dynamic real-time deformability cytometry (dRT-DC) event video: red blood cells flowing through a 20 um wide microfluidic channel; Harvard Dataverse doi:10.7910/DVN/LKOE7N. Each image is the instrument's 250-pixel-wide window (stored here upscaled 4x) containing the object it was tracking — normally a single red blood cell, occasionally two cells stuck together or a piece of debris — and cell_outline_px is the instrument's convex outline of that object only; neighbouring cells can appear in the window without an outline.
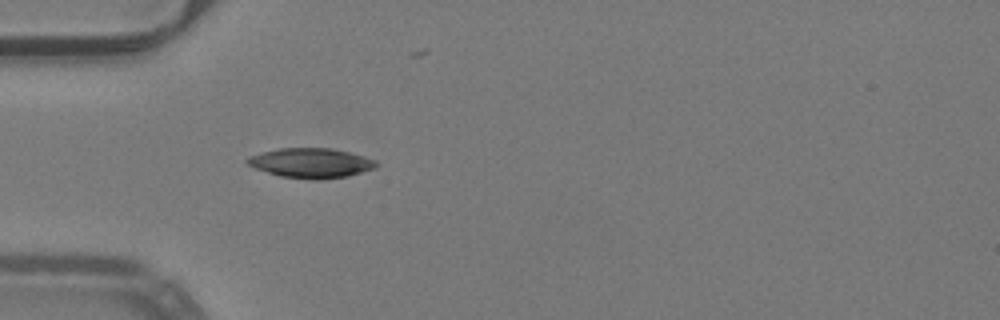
{"species": "common noctule bat (a hibernating species)", "species_latin": "Nyctalus noctula", "temperature_condition": "warm", "stored_images_in_passage": 7, "camera_frame_rate_fps": 3000, "um_per_image_px": 0.085, "animal": {"sex": "male", "body_mass_g": 19.2, "forearm_length_mm": 51.8}, "frame": {"image": 1, "passage_image": 1, "time_ms": 0.0, "image_size_px": [1000, 320], "cell_outline_px": [[376, 168], [348, 176], [316, 180], [280, 176], [256, 168], [248, 164], [244, 160], [248, 156], [260, 152], [280, 148], [332, 148], [364, 156], [376, 160]], "centroid_in_image_um": [26.42, 13.85], "position_along_channel_um": 58.6, "area_um2": 22.31}}
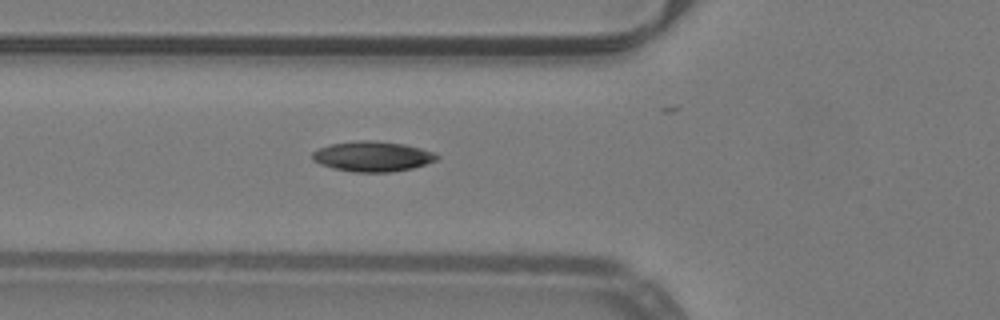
{"frame": {"image": 2, "passage_image": 4, "time_ms": 1.0, "image_size_px": [1000, 320], "cell_outline_px": [[440, 156], [436, 160], [412, 168], [392, 172], [352, 172], [332, 168], [320, 164], [312, 160], [312, 152], [320, 148], [332, 144], [360, 140], [372, 140], [404, 144], [420, 148], [432, 152]], "centroid_in_image_um": [31.64, 13.3], "position_along_channel_um": 94.2, "area_um2": 21.79}}
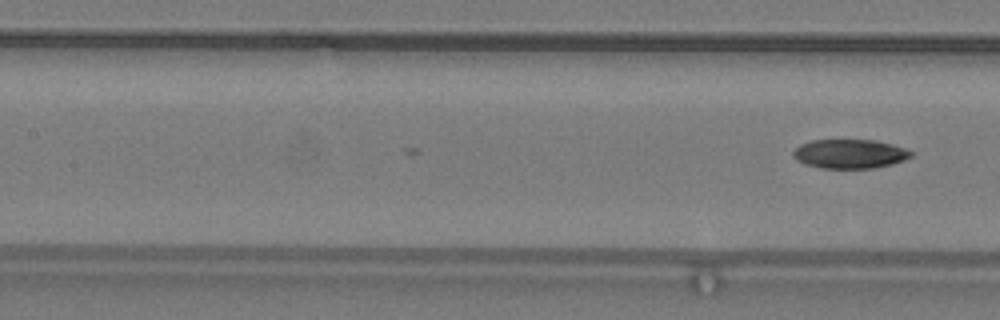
{"frame": {"image": 3, "passage_image": 7, "time_ms": 2.0, "image_size_px": [1000, 320], "cell_outline_px": [[912, 156], [904, 160], [892, 164], [872, 168], [820, 168], [804, 164], [796, 160], [792, 156], [792, 152], [800, 144], [812, 140], [876, 140], [892, 144], [904, 148], [912, 152]], "centroid_in_image_um": [72.2, 13.08], "position_along_channel_um": 135.2, "area_um2": 20.06}}